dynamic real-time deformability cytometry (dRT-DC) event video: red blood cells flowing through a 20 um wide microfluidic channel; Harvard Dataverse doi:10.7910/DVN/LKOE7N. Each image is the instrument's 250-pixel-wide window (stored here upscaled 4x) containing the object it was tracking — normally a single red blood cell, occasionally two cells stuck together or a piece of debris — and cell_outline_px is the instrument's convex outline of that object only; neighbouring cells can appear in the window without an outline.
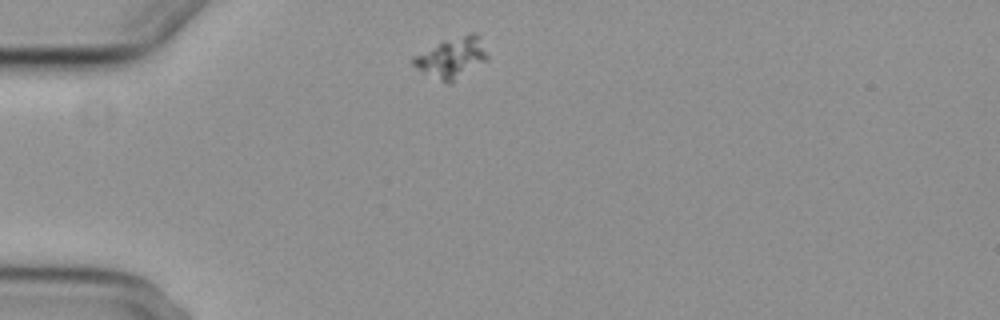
{"species": "common noctule bat (a hibernating species)", "species_latin": "Nyctalus noctula", "temperature_condition": "cold", "stored_images_in_passage": 4, "camera_frame_rate_fps": 3000, "um_per_image_px": 0.085, "animal": {"sex": "female", "body_mass_g": 29.2, "forearm_length_mm": 56.3}, "frame": {"image": 1, "passage_image": 1, "time_ms": 0.0, "image_size_px": [1000, 320], "cell_outline_px": [[488, 60], [452, 84], [448, 84], [416, 68], [412, 64], [412, 56], [444, 40], [472, 32], [476, 32], [488, 56]], "centroid_in_image_um": [38.41, 4.92], "position_along_channel_um": 46.6, "area_um2": 17.51}}
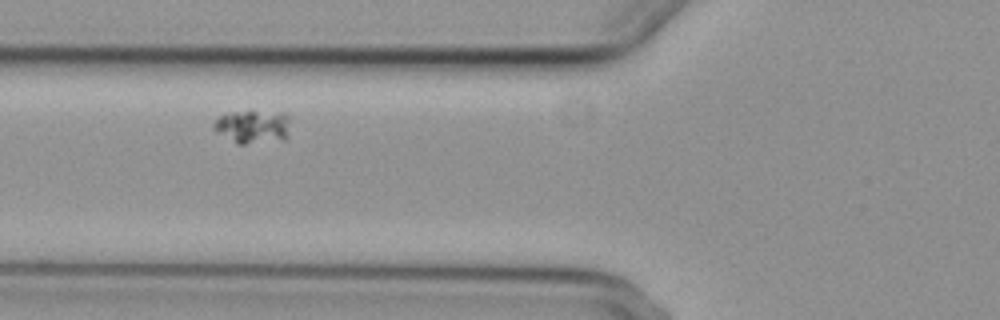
{"frame": {"image": 2, "passage_image": 3, "time_ms": 2.333, "image_size_px": [1000, 320], "cell_outline_px": [[288, 136], [284, 140], [244, 144], [236, 144], [216, 132], [212, 128], [212, 124], [220, 116], [232, 112], [280, 112], [288, 116]], "centroid_in_image_um": [21.46, 10.79], "position_along_channel_um": 104.3, "area_um2": 14.8}}
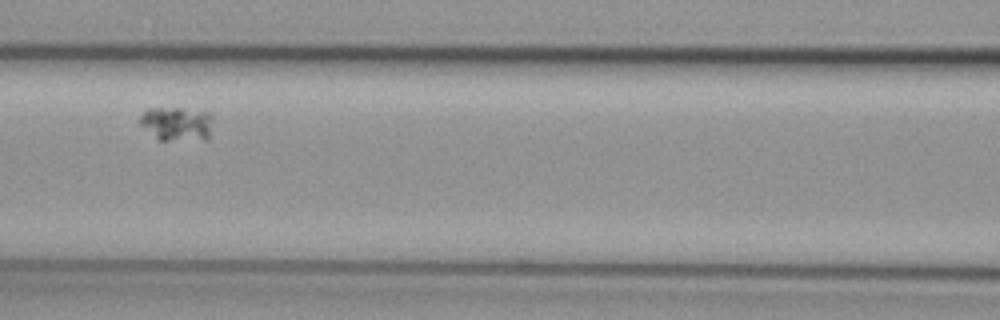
{"frame": {"image": 3, "passage_image": 4, "time_ms": 3.667, "image_size_px": [1000, 320], "cell_outline_px": [[212, 120], [208, 140], [160, 140], [140, 124], [136, 120], [148, 108], [180, 108], [212, 112]], "centroid_in_image_um": [15.05, 10.51], "position_along_channel_um": 151.5, "area_um2": 14.62}}